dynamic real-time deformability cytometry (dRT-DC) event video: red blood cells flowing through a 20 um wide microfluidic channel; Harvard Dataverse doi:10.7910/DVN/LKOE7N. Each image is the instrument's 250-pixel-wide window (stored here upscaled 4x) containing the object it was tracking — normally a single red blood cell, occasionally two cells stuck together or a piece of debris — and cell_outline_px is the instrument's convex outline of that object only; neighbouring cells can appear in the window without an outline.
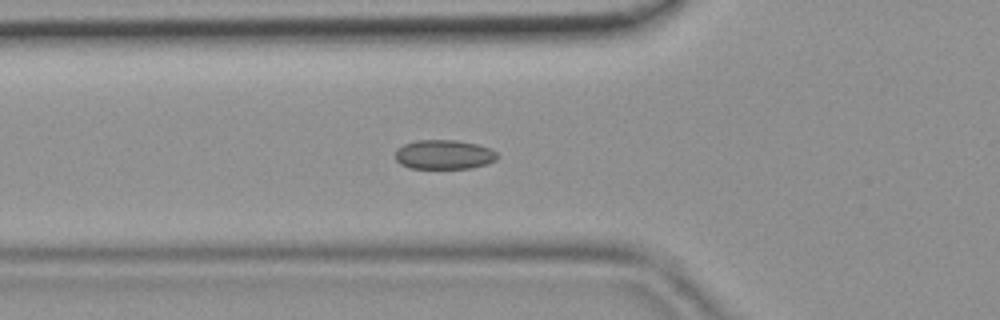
{"species": "common noctule bat (a hibernating species)", "species_latin": "Nyctalus noctula", "temperature_condition": "room temperature", "stored_images_in_passage": 45, "camera_frame_rate_fps": 3000, "um_per_image_px": 0.085, "animal": {"sex": "female", "body_mass_g": 19.9}, "frame": {"image": 1, "passage_image": 16, "time_ms": 5.0, "image_size_px": [1000, 320], "cell_outline_px": [[500, 156], [496, 160], [488, 164], [472, 168], [408, 168], [400, 164], [396, 160], [396, 148], [404, 144], [416, 140], [456, 140], [476, 144], [492, 148]], "centroid_in_image_um": [37.76, 13.14], "position_along_channel_um": 88.0, "area_um2": 17.69}}
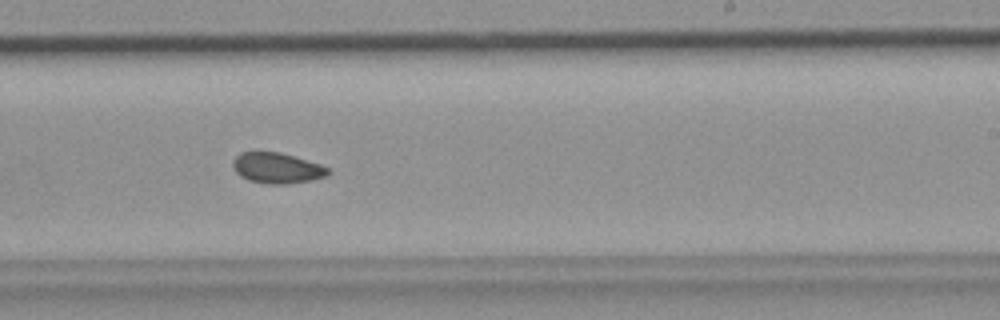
{"frame": {"image": 2, "passage_image": 28, "time_ms": 9.0, "image_size_px": [1000, 320], "cell_outline_px": [[332, 172], [328, 176], [312, 180], [288, 184], [268, 184], [248, 180], [240, 176], [236, 172], [232, 164], [232, 160], [240, 152], [280, 152], [320, 164], [328, 168]], "centroid_in_image_um": [23.56, 14.29], "position_along_channel_um": 265.4, "area_um2": 17.11}}
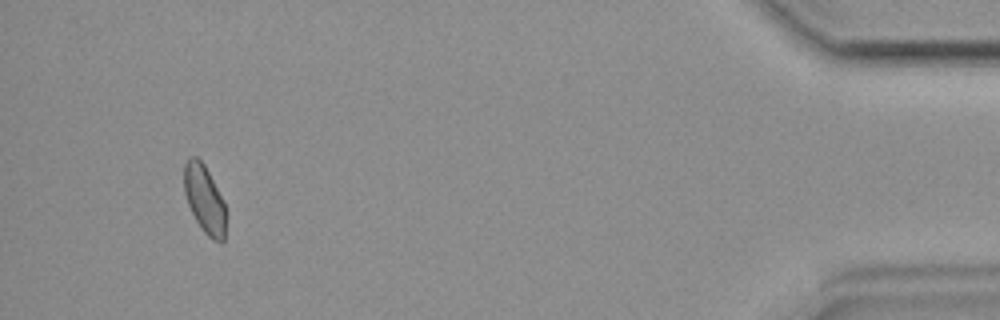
{"frame": {"image": 3, "passage_image": 43, "time_ms": 14.0, "image_size_px": [1000, 320], "cell_outline_px": [[224, 240], [220, 244], [212, 240], [204, 232], [196, 220], [188, 204], [184, 192], [184, 164], [188, 156], [196, 156], [204, 164], [224, 200]], "centroid_in_image_um": [17.36, 16.91], "position_along_channel_um": 417.8, "area_um2": 16.47}}